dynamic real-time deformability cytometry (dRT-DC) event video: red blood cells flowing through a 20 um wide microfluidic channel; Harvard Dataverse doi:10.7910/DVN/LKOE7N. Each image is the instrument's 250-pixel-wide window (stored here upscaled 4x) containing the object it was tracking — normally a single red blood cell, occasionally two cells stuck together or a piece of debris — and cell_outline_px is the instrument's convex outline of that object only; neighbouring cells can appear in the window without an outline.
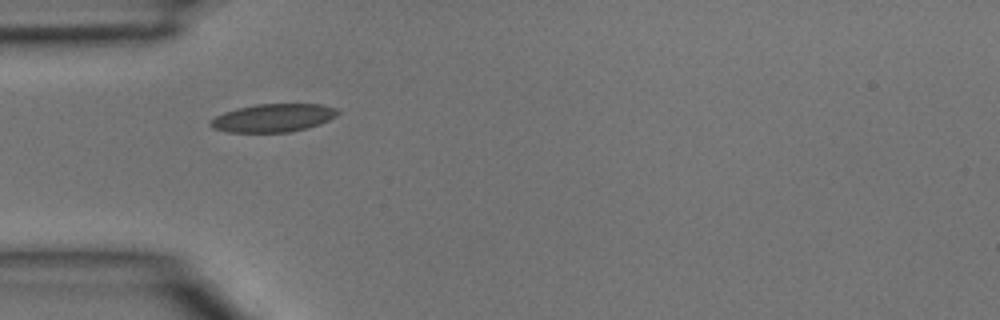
{"species": "common noctule bat (a hibernating species)", "species_latin": "Nyctalus noctula", "temperature_condition": "room temperature", "stored_images_in_passage": 2, "camera_frame_rate_fps": 3000, "um_per_image_px": 0.085, "animal": {"sex": "male", "body_mass_g": 15.6}, "frame": {"image": 1, "passage_image": 1, "time_ms": 0.0, "image_size_px": [1000, 320], "cell_outline_px": [[340, 112], [336, 116], [320, 124], [308, 128], [288, 132], [228, 132], [212, 128], [208, 124], [208, 120], [224, 112], [236, 108], [256, 104], [324, 104], [336, 108]], "centroid_in_image_um": [23.2, 10.02], "position_along_channel_um": 61.8, "area_um2": 21.04}}
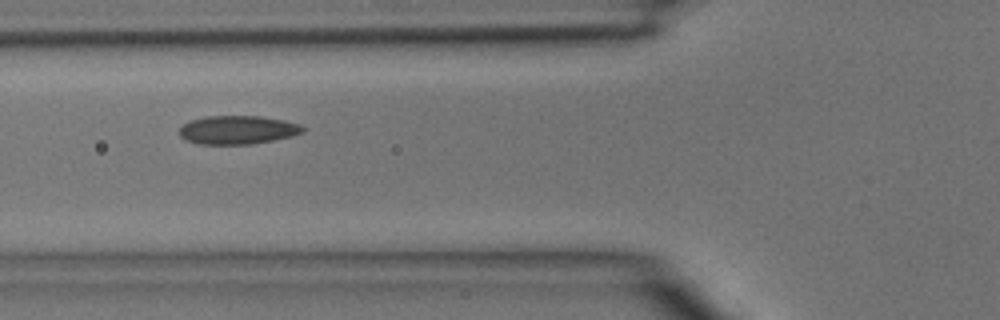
{"frame": {"image": 2, "passage_image": 2, "time_ms": 0.333, "image_size_px": [1000, 320], "cell_outline_px": [[304, 132], [292, 136], [252, 144], [200, 144], [184, 140], [180, 136], [180, 128], [184, 124], [192, 120], [208, 116], [260, 116], [284, 120], [300, 124], [304, 128]], "centroid_in_image_um": [20.21, 11.04], "position_along_channel_um": 105.6, "area_um2": 20.46}}